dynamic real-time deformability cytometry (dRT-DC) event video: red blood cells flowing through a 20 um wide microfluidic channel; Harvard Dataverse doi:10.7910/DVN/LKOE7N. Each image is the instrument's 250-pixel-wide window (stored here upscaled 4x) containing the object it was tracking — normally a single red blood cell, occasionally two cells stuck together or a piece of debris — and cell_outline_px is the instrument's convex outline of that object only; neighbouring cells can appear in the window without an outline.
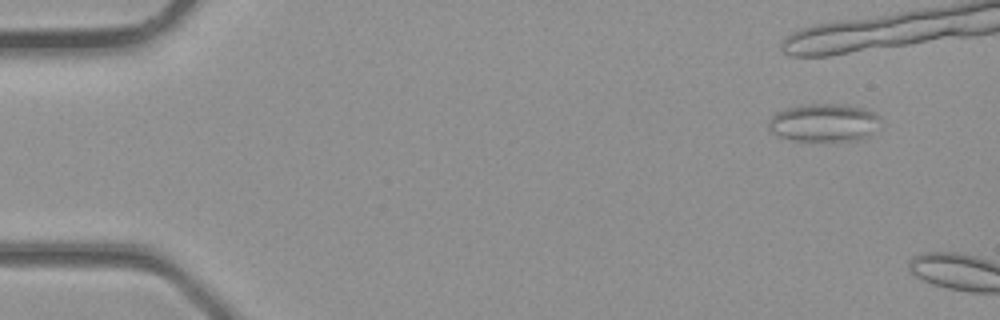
{"species": "common noctule bat (a hibernating species)", "species_latin": "Nyctalus noctula", "temperature_condition": "room temperature", "stored_images_in_passage": 4, "camera_frame_rate_fps": 3000, "um_per_image_px": 0.085, "animal": {"sex": "male", "body_mass_g": 23.1, "forearm_length_mm": 52.7}, "frame": {"image": 1, "passage_image": 4, "time_ms": 1.0, "image_size_px": [1000, 320], "cell_outline_px": [[880, 128], [868, 136], [856, 140], [792, 140], [780, 136], [772, 132], [768, 128], [768, 120], [776, 112], [788, 108], [804, 104], [848, 104], [864, 108], [880, 116]], "centroid_in_image_um": [70.07, 10.41], "position_along_channel_um": 14.9, "area_um2": 24.85}}